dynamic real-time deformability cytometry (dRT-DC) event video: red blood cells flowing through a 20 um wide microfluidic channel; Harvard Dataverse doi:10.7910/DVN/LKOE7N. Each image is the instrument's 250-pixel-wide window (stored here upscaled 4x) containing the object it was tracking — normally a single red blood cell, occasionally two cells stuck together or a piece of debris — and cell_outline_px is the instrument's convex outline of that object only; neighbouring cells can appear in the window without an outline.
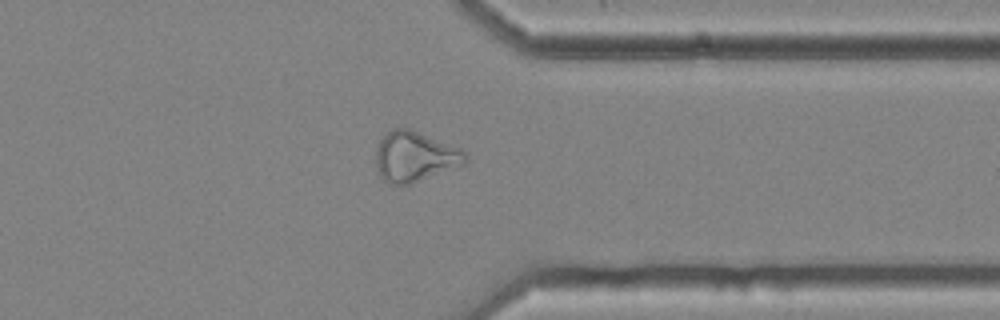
{"species": "common noctule bat (a hibernating species)", "species_latin": "Nyctalus noctula", "temperature_condition": "cold", "stored_images_in_passage": 44, "camera_frame_rate_fps": 3000, "um_per_image_px": 0.085, "animal": {"sex": "female", "body_mass_g": 25.1}, "frame": {"image": 1, "passage_image": 32, "time_ms": 10.333, "image_size_px": [1000, 320], "cell_outline_px": [[468, 164], [400, 188], [388, 184], [376, 172], [376, 148], [380, 140], [392, 128], [408, 128], [460, 148], [468, 152]], "centroid_in_image_um": [35.28, 13.37], "position_along_channel_um": 376.1, "area_um2": 26.93}, "authors_computed_cell_mechanics": {"area_um2": 25.9233, "velocity_mm_per_s": 3.6682, "shape_relaxation_time_tau1_ms": null, "shape_relaxation_time_tau2_ms": 2.4129, "deformation_change_tau1": null, "deformation_change_tau2": 0.1116}}